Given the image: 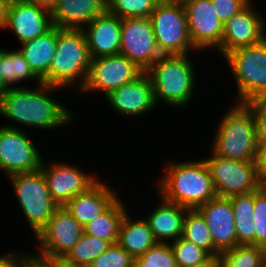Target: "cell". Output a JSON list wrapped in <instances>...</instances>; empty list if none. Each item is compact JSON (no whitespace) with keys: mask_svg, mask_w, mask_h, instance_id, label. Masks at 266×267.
Returning a JSON list of instances; mask_svg holds the SVG:
<instances>
[{"mask_svg":"<svg viewBox=\"0 0 266 267\" xmlns=\"http://www.w3.org/2000/svg\"><path fill=\"white\" fill-rule=\"evenodd\" d=\"M60 87L40 83L35 91L8 88L0 96V114L24 125L42 129L58 128L72 121V114L47 94Z\"/></svg>","mask_w":266,"mask_h":267,"instance_id":"cell-1","label":"cell"},{"mask_svg":"<svg viewBox=\"0 0 266 267\" xmlns=\"http://www.w3.org/2000/svg\"><path fill=\"white\" fill-rule=\"evenodd\" d=\"M159 180L161 197L188 209H197L216 197L212 176L206 161L168 163Z\"/></svg>","mask_w":266,"mask_h":267,"instance_id":"cell-2","label":"cell"},{"mask_svg":"<svg viewBox=\"0 0 266 267\" xmlns=\"http://www.w3.org/2000/svg\"><path fill=\"white\" fill-rule=\"evenodd\" d=\"M90 60L82 29L57 27L56 51L49 71L41 82L62 89L80 80L79 89H81L87 79Z\"/></svg>","mask_w":266,"mask_h":267,"instance_id":"cell-3","label":"cell"},{"mask_svg":"<svg viewBox=\"0 0 266 267\" xmlns=\"http://www.w3.org/2000/svg\"><path fill=\"white\" fill-rule=\"evenodd\" d=\"M238 103L220 120L212 151L227 159L256 161L258 143L253 113L246 103Z\"/></svg>","mask_w":266,"mask_h":267,"instance_id":"cell-4","label":"cell"},{"mask_svg":"<svg viewBox=\"0 0 266 267\" xmlns=\"http://www.w3.org/2000/svg\"><path fill=\"white\" fill-rule=\"evenodd\" d=\"M187 55H161L145 72L149 75L157 103L184 106L191 100L195 75Z\"/></svg>","mask_w":266,"mask_h":267,"instance_id":"cell-5","label":"cell"},{"mask_svg":"<svg viewBox=\"0 0 266 267\" xmlns=\"http://www.w3.org/2000/svg\"><path fill=\"white\" fill-rule=\"evenodd\" d=\"M161 55H187L195 49L188 33L187 14L180 2L161 0L150 15Z\"/></svg>","mask_w":266,"mask_h":267,"instance_id":"cell-6","label":"cell"},{"mask_svg":"<svg viewBox=\"0 0 266 267\" xmlns=\"http://www.w3.org/2000/svg\"><path fill=\"white\" fill-rule=\"evenodd\" d=\"M224 57L233 70L240 102L266 96V38L256 45L232 50Z\"/></svg>","mask_w":266,"mask_h":267,"instance_id":"cell-7","label":"cell"},{"mask_svg":"<svg viewBox=\"0 0 266 267\" xmlns=\"http://www.w3.org/2000/svg\"><path fill=\"white\" fill-rule=\"evenodd\" d=\"M19 205L34 234L53 216L59 207L49 193L42 169L10 175Z\"/></svg>","mask_w":266,"mask_h":267,"instance_id":"cell-8","label":"cell"},{"mask_svg":"<svg viewBox=\"0 0 266 267\" xmlns=\"http://www.w3.org/2000/svg\"><path fill=\"white\" fill-rule=\"evenodd\" d=\"M204 159L211 172L217 196L231 197L258 190L264 182L261 180L256 161H240L216 155Z\"/></svg>","mask_w":266,"mask_h":267,"instance_id":"cell-9","label":"cell"},{"mask_svg":"<svg viewBox=\"0 0 266 267\" xmlns=\"http://www.w3.org/2000/svg\"><path fill=\"white\" fill-rule=\"evenodd\" d=\"M142 71L121 54L91 58L89 71L81 91H104L105 96L124 84L134 81Z\"/></svg>","mask_w":266,"mask_h":267,"instance_id":"cell-10","label":"cell"},{"mask_svg":"<svg viewBox=\"0 0 266 267\" xmlns=\"http://www.w3.org/2000/svg\"><path fill=\"white\" fill-rule=\"evenodd\" d=\"M119 54L126 56L144 72L161 56L150 17L121 19Z\"/></svg>","mask_w":266,"mask_h":267,"instance_id":"cell-11","label":"cell"},{"mask_svg":"<svg viewBox=\"0 0 266 267\" xmlns=\"http://www.w3.org/2000/svg\"><path fill=\"white\" fill-rule=\"evenodd\" d=\"M38 150L28 136L15 126L0 127V169L8 175L41 168Z\"/></svg>","mask_w":266,"mask_h":267,"instance_id":"cell-12","label":"cell"},{"mask_svg":"<svg viewBox=\"0 0 266 267\" xmlns=\"http://www.w3.org/2000/svg\"><path fill=\"white\" fill-rule=\"evenodd\" d=\"M84 233L81 224L64 207H58L36 234L40 243L38 255H66Z\"/></svg>","mask_w":266,"mask_h":267,"instance_id":"cell-13","label":"cell"},{"mask_svg":"<svg viewBox=\"0 0 266 267\" xmlns=\"http://www.w3.org/2000/svg\"><path fill=\"white\" fill-rule=\"evenodd\" d=\"M187 14L188 33L195 50L221 45L223 24L211 0H188L183 3Z\"/></svg>","mask_w":266,"mask_h":267,"instance_id":"cell-14","label":"cell"},{"mask_svg":"<svg viewBox=\"0 0 266 267\" xmlns=\"http://www.w3.org/2000/svg\"><path fill=\"white\" fill-rule=\"evenodd\" d=\"M252 10L251 1L223 25L219 52L227 53L262 42L266 38L263 19Z\"/></svg>","mask_w":266,"mask_h":267,"instance_id":"cell-15","label":"cell"},{"mask_svg":"<svg viewBox=\"0 0 266 267\" xmlns=\"http://www.w3.org/2000/svg\"><path fill=\"white\" fill-rule=\"evenodd\" d=\"M42 163L43 171L49 193L53 201L59 206H64L74 196L86 192L93 186L97 179L81 172L78 167L66 164H52L45 166Z\"/></svg>","mask_w":266,"mask_h":267,"instance_id":"cell-16","label":"cell"},{"mask_svg":"<svg viewBox=\"0 0 266 267\" xmlns=\"http://www.w3.org/2000/svg\"><path fill=\"white\" fill-rule=\"evenodd\" d=\"M197 210L204 217L214 246L220 252L237 246L235 219L229 197L216 196Z\"/></svg>","mask_w":266,"mask_h":267,"instance_id":"cell-17","label":"cell"},{"mask_svg":"<svg viewBox=\"0 0 266 267\" xmlns=\"http://www.w3.org/2000/svg\"><path fill=\"white\" fill-rule=\"evenodd\" d=\"M105 97L117 112L127 116H140L156 106L152 82L146 72Z\"/></svg>","mask_w":266,"mask_h":267,"instance_id":"cell-18","label":"cell"},{"mask_svg":"<svg viewBox=\"0 0 266 267\" xmlns=\"http://www.w3.org/2000/svg\"><path fill=\"white\" fill-rule=\"evenodd\" d=\"M82 31L85 35L90 58L119 54L121 19L118 16L106 10L83 27Z\"/></svg>","mask_w":266,"mask_h":267,"instance_id":"cell-19","label":"cell"},{"mask_svg":"<svg viewBox=\"0 0 266 267\" xmlns=\"http://www.w3.org/2000/svg\"><path fill=\"white\" fill-rule=\"evenodd\" d=\"M53 26L51 11L34 4L13 0L6 28H11L21 43L33 40Z\"/></svg>","mask_w":266,"mask_h":267,"instance_id":"cell-20","label":"cell"},{"mask_svg":"<svg viewBox=\"0 0 266 267\" xmlns=\"http://www.w3.org/2000/svg\"><path fill=\"white\" fill-rule=\"evenodd\" d=\"M106 10V0H57L51 18L59 28L82 29Z\"/></svg>","mask_w":266,"mask_h":267,"instance_id":"cell-21","label":"cell"},{"mask_svg":"<svg viewBox=\"0 0 266 267\" xmlns=\"http://www.w3.org/2000/svg\"><path fill=\"white\" fill-rule=\"evenodd\" d=\"M117 198L112 190L98 180L86 192L74 196L64 207L84 227Z\"/></svg>","mask_w":266,"mask_h":267,"instance_id":"cell-22","label":"cell"},{"mask_svg":"<svg viewBox=\"0 0 266 267\" xmlns=\"http://www.w3.org/2000/svg\"><path fill=\"white\" fill-rule=\"evenodd\" d=\"M163 200L145 220L158 243L165 239L176 241L182 236L183 220L188 208ZM163 240V241H162Z\"/></svg>","mask_w":266,"mask_h":267,"instance_id":"cell-23","label":"cell"},{"mask_svg":"<svg viewBox=\"0 0 266 267\" xmlns=\"http://www.w3.org/2000/svg\"><path fill=\"white\" fill-rule=\"evenodd\" d=\"M20 52L28 62L30 69L41 80L49 71L56 51L57 26H52L39 37L22 43Z\"/></svg>","mask_w":266,"mask_h":267,"instance_id":"cell-24","label":"cell"},{"mask_svg":"<svg viewBox=\"0 0 266 267\" xmlns=\"http://www.w3.org/2000/svg\"><path fill=\"white\" fill-rule=\"evenodd\" d=\"M117 243L135 258L158 242L145 219L134 222L127 213L121 222Z\"/></svg>","mask_w":266,"mask_h":267,"instance_id":"cell-25","label":"cell"},{"mask_svg":"<svg viewBox=\"0 0 266 267\" xmlns=\"http://www.w3.org/2000/svg\"><path fill=\"white\" fill-rule=\"evenodd\" d=\"M230 198L237 236V245H255L254 191Z\"/></svg>","mask_w":266,"mask_h":267,"instance_id":"cell-26","label":"cell"},{"mask_svg":"<svg viewBox=\"0 0 266 267\" xmlns=\"http://www.w3.org/2000/svg\"><path fill=\"white\" fill-rule=\"evenodd\" d=\"M123 206L118 197L104 212L83 227L84 233L97 236L110 244L117 243L121 222L127 213Z\"/></svg>","mask_w":266,"mask_h":267,"instance_id":"cell-27","label":"cell"},{"mask_svg":"<svg viewBox=\"0 0 266 267\" xmlns=\"http://www.w3.org/2000/svg\"><path fill=\"white\" fill-rule=\"evenodd\" d=\"M181 237L193 242L210 255H219L221 253L214 246L208 225L197 209H188L186 211Z\"/></svg>","mask_w":266,"mask_h":267,"instance_id":"cell-28","label":"cell"},{"mask_svg":"<svg viewBox=\"0 0 266 267\" xmlns=\"http://www.w3.org/2000/svg\"><path fill=\"white\" fill-rule=\"evenodd\" d=\"M220 267H259L266 249L256 245H237L219 254Z\"/></svg>","mask_w":266,"mask_h":267,"instance_id":"cell-29","label":"cell"},{"mask_svg":"<svg viewBox=\"0 0 266 267\" xmlns=\"http://www.w3.org/2000/svg\"><path fill=\"white\" fill-rule=\"evenodd\" d=\"M3 63V82L8 87L22 79H37L39 84L41 80L30 69L28 62L25 60L20 50L7 51L2 50Z\"/></svg>","mask_w":266,"mask_h":267,"instance_id":"cell-30","label":"cell"},{"mask_svg":"<svg viewBox=\"0 0 266 267\" xmlns=\"http://www.w3.org/2000/svg\"><path fill=\"white\" fill-rule=\"evenodd\" d=\"M109 246L108 241L83 233L79 241L65 256L79 265L89 267L94 259L106 251Z\"/></svg>","mask_w":266,"mask_h":267,"instance_id":"cell-31","label":"cell"},{"mask_svg":"<svg viewBox=\"0 0 266 267\" xmlns=\"http://www.w3.org/2000/svg\"><path fill=\"white\" fill-rule=\"evenodd\" d=\"M161 0H107V11L123 18L150 17Z\"/></svg>","mask_w":266,"mask_h":267,"instance_id":"cell-32","label":"cell"},{"mask_svg":"<svg viewBox=\"0 0 266 267\" xmlns=\"http://www.w3.org/2000/svg\"><path fill=\"white\" fill-rule=\"evenodd\" d=\"M170 246L174 253L177 267H190L200 264L211 256L201 247L182 237L173 241Z\"/></svg>","mask_w":266,"mask_h":267,"instance_id":"cell-33","label":"cell"},{"mask_svg":"<svg viewBox=\"0 0 266 267\" xmlns=\"http://www.w3.org/2000/svg\"><path fill=\"white\" fill-rule=\"evenodd\" d=\"M134 257L118 243L110 244L89 267H133Z\"/></svg>","mask_w":266,"mask_h":267,"instance_id":"cell-34","label":"cell"},{"mask_svg":"<svg viewBox=\"0 0 266 267\" xmlns=\"http://www.w3.org/2000/svg\"><path fill=\"white\" fill-rule=\"evenodd\" d=\"M255 245L266 249V184L254 191Z\"/></svg>","mask_w":266,"mask_h":267,"instance_id":"cell-35","label":"cell"},{"mask_svg":"<svg viewBox=\"0 0 266 267\" xmlns=\"http://www.w3.org/2000/svg\"><path fill=\"white\" fill-rule=\"evenodd\" d=\"M141 257L145 260V265H155L158 267H177L174 253L170 244L157 243L146 250Z\"/></svg>","mask_w":266,"mask_h":267,"instance_id":"cell-36","label":"cell"},{"mask_svg":"<svg viewBox=\"0 0 266 267\" xmlns=\"http://www.w3.org/2000/svg\"><path fill=\"white\" fill-rule=\"evenodd\" d=\"M251 108L258 145L266 143V96L246 102Z\"/></svg>","mask_w":266,"mask_h":267,"instance_id":"cell-37","label":"cell"},{"mask_svg":"<svg viewBox=\"0 0 266 267\" xmlns=\"http://www.w3.org/2000/svg\"><path fill=\"white\" fill-rule=\"evenodd\" d=\"M250 1L251 0H211V4L224 25Z\"/></svg>","mask_w":266,"mask_h":267,"instance_id":"cell-38","label":"cell"},{"mask_svg":"<svg viewBox=\"0 0 266 267\" xmlns=\"http://www.w3.org/2000/svg\"><path fill=\"white\" fill-rule=\"evenodd\" d=\"M48 267H85L68 259L65 255H37Z\"/></svg>","mask_w":266,"mask_h":267,"instance_id":"cell-39","label":"cell"},{"mask_svg":"<svg viewBox=\"0 0 266 267\" xmlns=\"http://www.w3.org/2000/svg\"><path fill=\"white\" fill-rule=\"evenodd\" d=\"M256 165L261 180L266 184V143L258 145Z\"/></svg>","mask_w":266,"mask_h":267,"instance_id":"cell-40","label":"cell"},{"mask_svg":"<svg viewBox=\"0 0 266 267\" xmlns=\"http://www.w3.org/2000/svg\"><path fill=\"white\" fill-rule=\"evenodd\" d=\"M20 257L16 267H48V265L37 255H20Z\"/></svg>","mask_w":266,"mask_h":267,"instance_id":"cell-41","label":"cell"},{"mask_svg":"<svg viewBox=\"0 0 266 267\" xmlns=\"http://www.w3.org/2000/svg\"><path fill=\"white\" fill-rule=\"evenodd\" d=\"M13 0H0V28H5L8 21L10 6Z\"/></svg>","mask_w":266,"mask_h":267,"instance_id":"cell-42","label":"cell"},{"mask_svg":"<svg viewBox=\"0 0 266 267\" xmlns=\"http://www.w3.org/2000/svg\"><path fill=\"white\" fill-rule=\"evenodd\" d=\"M19 258L20 255L17 256L16 254L0 256V267H16Z\"/></svg>","mask_w":266,"mask_h":267,"instance_id":"cell-43","label":"cell"},{"mask_svg":"<svg viewBox=\"0 0 266 267\" xmlns=\"http://www.w3.org/2000/svg\"><path fill=\"white\" fill-rule=\"evenodd\" d=\"M28 4H34L52 10L57 0H19Z\"/></svg>","mask_w":266,"mask_h":267,"instance_id":"cell-44","label":"cell"},{"mask_svg":"<svg viewBox=\"0 0 266 267\" xmlns=\"http://www.w3.org/2000/svg\"><path fill=\"white\" fill-rule=\"evenodd\" d=\"M190 267H220L219 255H211L204 262L190 266Z\"/></svg>","mask_w":266,"mask_h":267,"instance_id":"cell-45","label":"cell"},{"mask_svg":"<svg viewBox=\"0 0 266 267\" xmlns=\"http://www.w3.org/2000/svg\"><path fill=\"white\" fill-rule=\"evenodd\" d=\"M8 89L3 82L2 49L0 48V96Z\"/></svg>","mask_w":266,"mask_h":267,"instance_id":"cell-46","label":"cell"},{"mask_svg":"<svg viewBox=\"0 0 266 267\" xmlns=\"http://www.w3.org/2000/svg\"><path fill=\"white\" fill-rule=\"evenodd\" d=\"M133 267H158L155 265H145V260L141 257H135Z\"/></svg>","mask_w":266,"mask_h":267,"instance_id":"cell-47","label":"cell"},{"mask_svg":"<svg viewBox=\"0 0 266 267\" xmlns=\"http://www.w3.org/2000/svg\"><path fill=\"white\" fill-rule=\"evenodd\" d=\"M259 267H266V258L261 262Z\"/></svg>","mask_w":266,"mask_h":267,"instance_id":"cell-48","label":"cell"},{"mask_svg":"<svg viewBox=\"0 0 266 267\" xmlns=\"http://www.w3.org/2000/svg\"><path fill=\"white\" fill-rule=\"evenodd\" d=\"M172 1L180 2L181 4H183V3H185V2L188 1V0H172Z\"/></svg>","mask_w":266,"mask_h":267,"instance_id":"cell-49","label":"cell"}]
</instances>
